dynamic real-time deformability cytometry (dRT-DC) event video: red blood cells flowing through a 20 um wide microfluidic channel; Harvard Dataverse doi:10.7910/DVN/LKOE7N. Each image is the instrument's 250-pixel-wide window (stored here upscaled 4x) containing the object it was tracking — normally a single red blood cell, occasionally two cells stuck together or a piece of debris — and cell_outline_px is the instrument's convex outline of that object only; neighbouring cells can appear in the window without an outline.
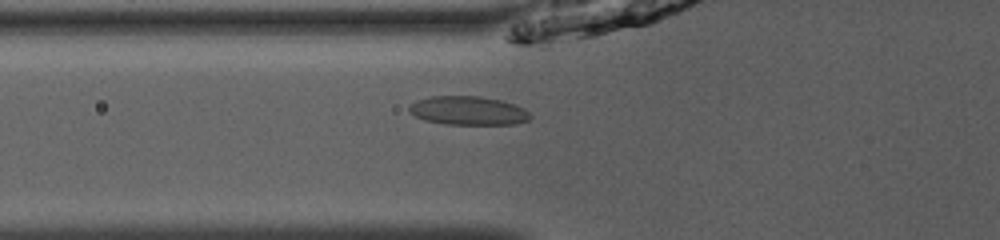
{"species": "common noctule bat (a hibernating species)", "species_latin": "Nyctalus noctula", "temperature_condition": "room temperature", "stored_images_in_passage": 45, "camera_frame_rate_fps": 3000, "um_per_image_px": 0.085, "animal": {"sex": "male", "body_mass_g": 13.0, "forearm_length_mm": 53.1}, "frame": {"image": 1, "passage_image": 15, "time_ms": 4.667, "image_size_px": [1000, 240], "cell_outline_px": [[532, 116], [528, 120], [516, 124], [444, 124], [424, 120], [408, 112], [408, 108], [416, 100], [432, 96], [480, 96], [500, 100], [516, 104], [524, 108]], "centroid_in_image_um": [39.8, 9.4], "position_along_channel_um": 86.0, "area_um2": 20.35}}
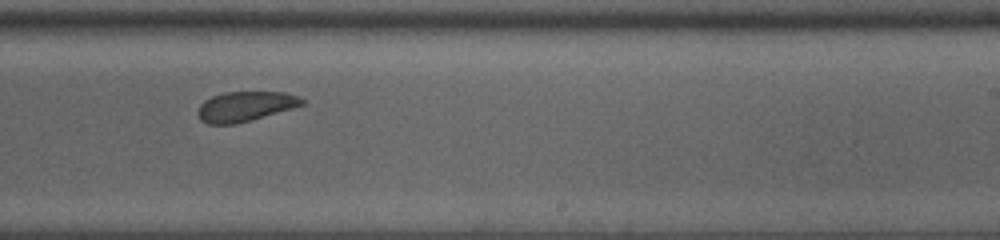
{"frame": {"image": 2, "passage_image": 29, "time_ms": 9.333, "image_size_px": [1000, 240], "cell_outline_px": [[304, 104], [292, 108], [236, 124], [208, 124], [200, 120], [196, 112], [200, 104], [204, 100], [212, 96], [224, 92], [284, 92], [300, 96], [304, 100]], "centroid_in_image_um": [20.81, 9.04], "position_along_channel_um": 268.2, "area_um2": 18.15}}
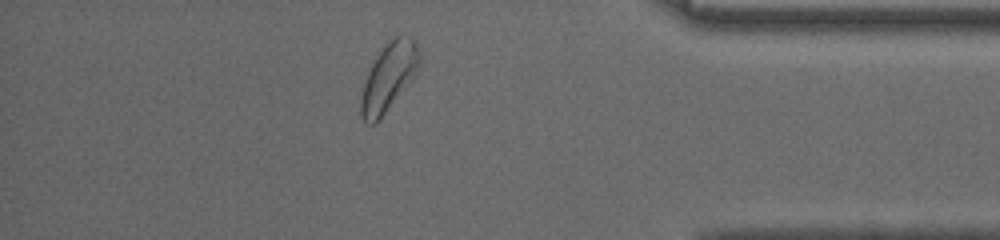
{"frame": {"image": 3, "passage_image": 41, "time_ms": 13.333, "image_size_px": [1000, 240], "cell_outline_px": [[420, 64], [416, 72], [380, 120], [376, 124], [368, 124], [360, 116], [360, 100], [364, 80], [376, 56], [384, 44], [392, 36], [400, 36], [416, 40], [420, 56]], "centroid_in_image_um": [33.01, 6.55], "position_along_channel_um": 402.2, "area_um2": 23.0}}